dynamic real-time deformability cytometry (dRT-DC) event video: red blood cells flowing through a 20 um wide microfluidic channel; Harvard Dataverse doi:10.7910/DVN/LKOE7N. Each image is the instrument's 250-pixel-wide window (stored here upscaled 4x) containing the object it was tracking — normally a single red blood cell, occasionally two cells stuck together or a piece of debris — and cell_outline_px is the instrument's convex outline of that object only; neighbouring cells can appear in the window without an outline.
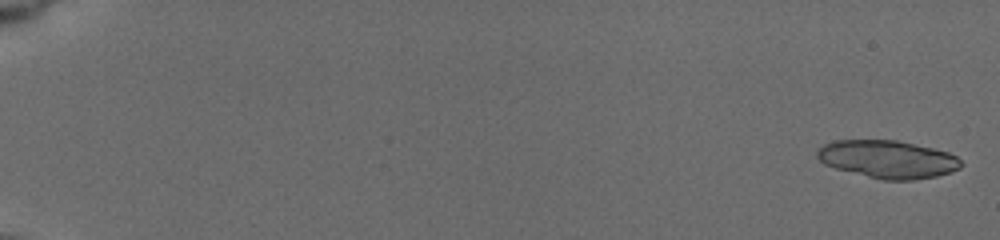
{"species": "common noctule bat (a hibernating species)", "species_latin": "Nyctalus noctula", "temperature_condition": "cold", "stored_images_in_passage": 40, "camera_frame_rate_fps": 3000, "um_per_image_px": 0.085, "animal": {"sex": "female", "body_mass_g": 19.5, "forearm_length_mm": 54.1}, "frame": {"image": 1, "passage_image": 1, "time_ms": 0.0, "image_size_px": [1000, 240], "cell_outline_px": [[964, 164], [960, 168], [952, 172], [936, 176], [912, 180], [884, 180], [836, 168], [824, 164], [816, 156], [816, 148], [832, 140], [896, 140], [932, 148], [948, 152], [956, 156]], "centroid_in_image_um": [75.45, 13.53], "position_along_channel_um": 9.6, "area_um2": 31.67}}
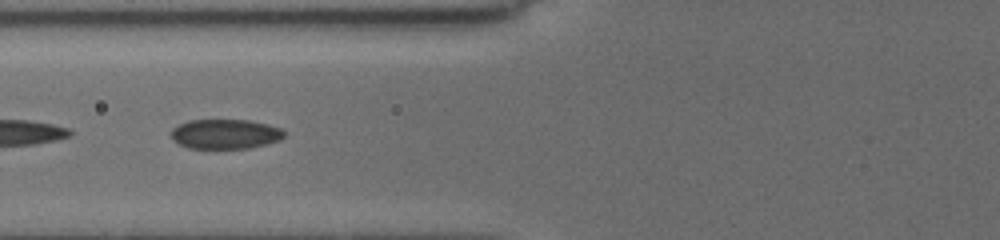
{"frame": {"image": 2, "passage_image": 21, "time_ms": 8.0, "image_size_px": [1000, 240], "cell_outline_px": [[284, 136], [280, 140], [268, 144], [248, 148], [188, 148], [172, 140], [172, 128], [188, 120], [248, 120], [268, 124], [280, 128], [284, 132]], "centroid_in_image_um": [19.15, 11.39], "position_along_channel_um": 106.6, "area_um2": 19.54}}
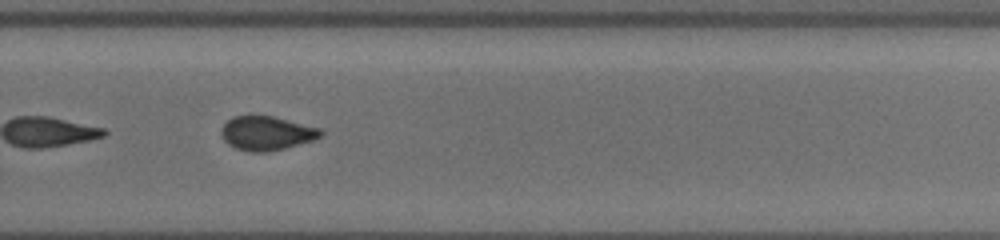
{"frame": {"image": 3, "passage_image": 35, "time_ms": 13.333, "image_size_px": [1000, 240], "cell_outline_px": [[324, 132], [320, 136], [312, 140], [284, 148], [264, 152], [248, 152], [236, 148], [228, 144], [224, 140], [220, 132], [220, 128], [232, 116], [272, 116], [320, 128]], "centroid_in_image_um": [22.62, 11.32], "position_along_channel_um": 307.2, "area_um2": 19.54}}